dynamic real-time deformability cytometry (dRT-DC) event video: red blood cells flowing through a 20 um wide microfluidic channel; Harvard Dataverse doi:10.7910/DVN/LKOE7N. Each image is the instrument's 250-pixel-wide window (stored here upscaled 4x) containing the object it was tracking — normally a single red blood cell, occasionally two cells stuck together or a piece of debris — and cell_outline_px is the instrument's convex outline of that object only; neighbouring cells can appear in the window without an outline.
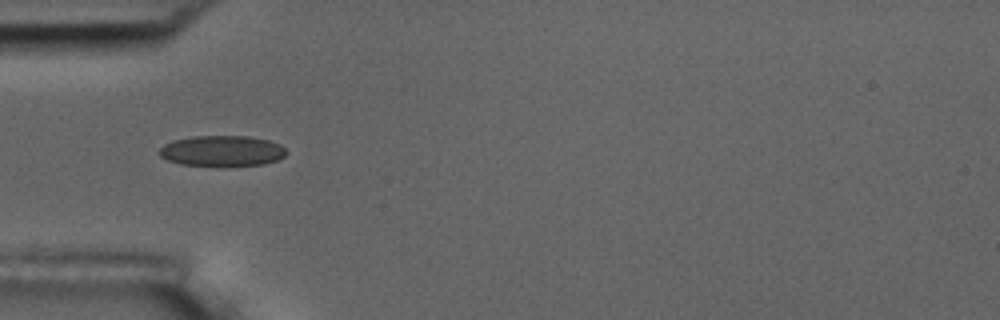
{"species": "common noctule bat (a hibernating species)", "species_latin": "Nyctalus noctula", "temperature_condition": "room temperature", "stored_images_in_passage": 39, "camera_frame_rate_fps": 3000, "um_per_image_px": 0.085, "animal": {"sex": "male", "body_mass_g": 17.5, "forearm_length_mm": 52.3}, "frame": {"image": 1, "passage_image": 1, "time_ms": 0.0, "image_size_px": [1000, 320], "cell_outline_px": [[288, 152], [284, 156], [276, 160], [264, 164], [228, 168], [216, 168], [180, 164], [168, 160], [160, 156], [156, 152], [164, 144], [172, 140], [192, 136], [248, 136], [268, 140], [280, 144]], "centroid_in_image_um": [18.84, 12.86], "position_along_channel_um": 66.2, "area_um2": 23.64}}
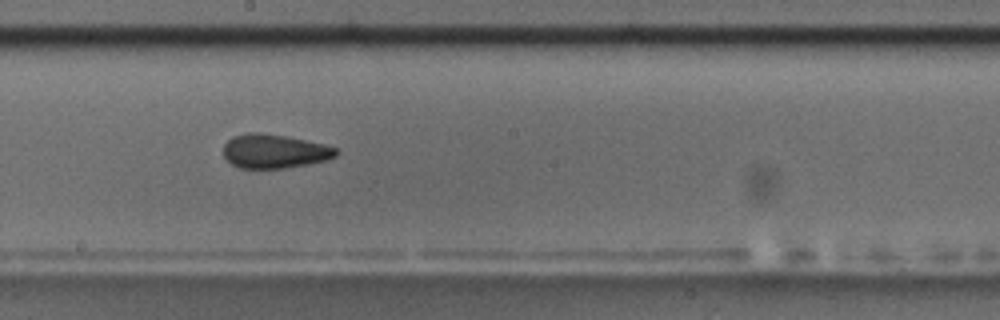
{"frame": {"image": 2, "passage_image": 14, "time_ms": 4.333, "image_size_px": [1000, 320], "cell_outline_px": [[340, 152], [336, 156], [324, 160], [308, 164], [284, 168], [240, 168], [232, 164], [224, 156], [224, 144], [232, 136], [248, 132], [260, 132], [284, 136], [324, 144], [336, 148]], "centroid_in_image_um": [23.31, 12.85], "position_along_channel_um": 224.9, "area_um2": 22.2}}
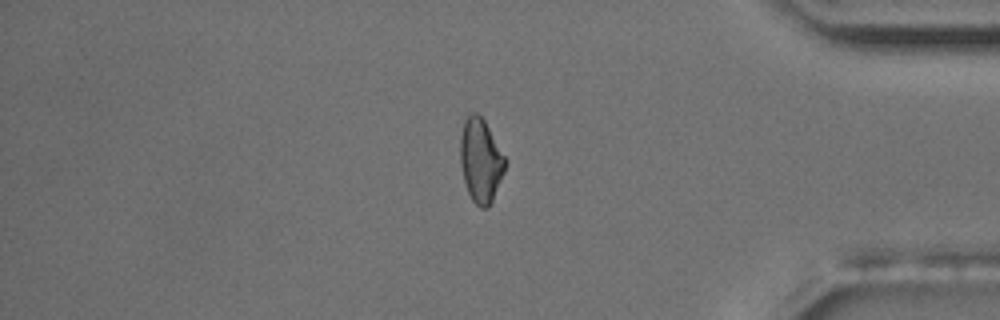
{"frame": {"image": 3, "passage_image": 30, "time_ms": 9.667, "image_size_px": [1000, 320], "cell_outline_px": [[508, 160], [504, 172], [492, 200], [488, 208], [480, 208], [472, 200], [468, 192], [464, 180], [460, 164], [460, 136], [464, 120], [472, 112], [476, 112], [484, 120]], "centroid_in_image_um": [40.86, 13.63], "position_along_channel_um": 394.3, "area_um2": 22.02}, "authors_computed_cell_mechanics": {"area_um2": 22.253, "velocity_mm_per_s": 3.6776, "shape_relaxation_time_tau1_ms": null, "shape_relaxation_time_tau2_ms": 2.2983, "deformation_change_tau1": null, "deformation_change_tau2": 0.09}}